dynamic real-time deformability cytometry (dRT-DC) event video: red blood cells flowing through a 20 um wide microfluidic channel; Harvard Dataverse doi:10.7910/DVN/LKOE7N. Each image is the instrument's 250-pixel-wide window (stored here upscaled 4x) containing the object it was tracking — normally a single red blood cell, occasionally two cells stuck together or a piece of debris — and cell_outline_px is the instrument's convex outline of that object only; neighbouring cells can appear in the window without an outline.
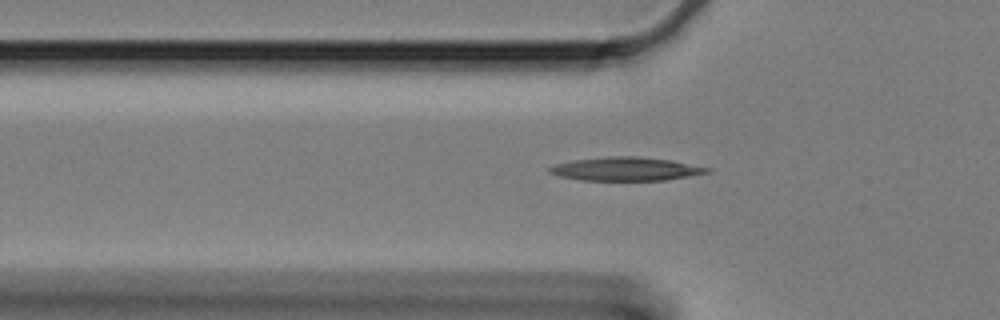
{"species": "Egyptian fruit bat (a non-hibernating species)", "species_latin": "Rousettus aegyptiacus", "temperature_condition": "cold", "stored_images_in_passage": 36, "camera_frame_rate_fps": 3000, "um_per_image_px": 0.085, "animal": {"sex": "female"}, "frame": {"image": 1, "passage_image": 2, "time_ms": 0.333, "image_size_px": [1000, 320], "cell_outline_px": [[712, 172], [664, 180], [580, 180], [560, 176], [548, 172], [548, 168], [556, 164], [572, 160], [608, 156], [636, 156], [672, 160], [712, 168]], "centroid_in_image_um": [53.22, 14.35], "position_along_channel_um": 72.6, "area_um2": 21.62}}
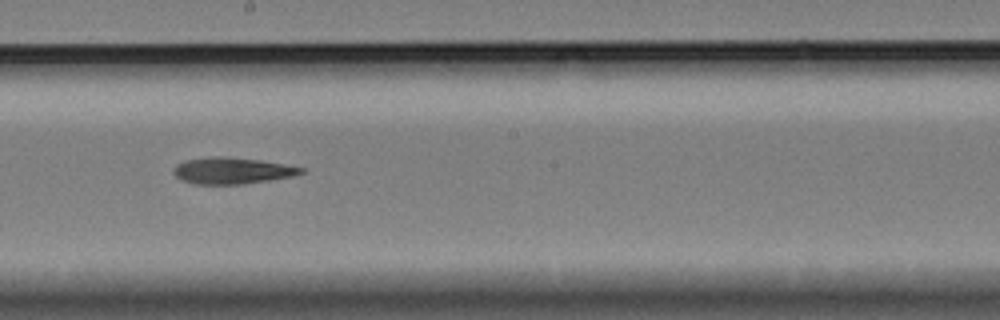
{"frame": {"image": 2, "passage_image": 16, "time_ms": 5.0, "image_size_px": [1000, 320], "cell_outline_px": [[304, 172], [292, 176], [272, 180], [244, 184], [196, 184], [180, 180], [172, 172], [172, 168], [176, 164], [184, 160], [212, 156], [220, 156], [260, 160], [284, 164], [304, 168]], "centroid_in_image_um": [19.68, 14.51], "position_along_channel_um": 228.5, "area_um2": 19.77}}
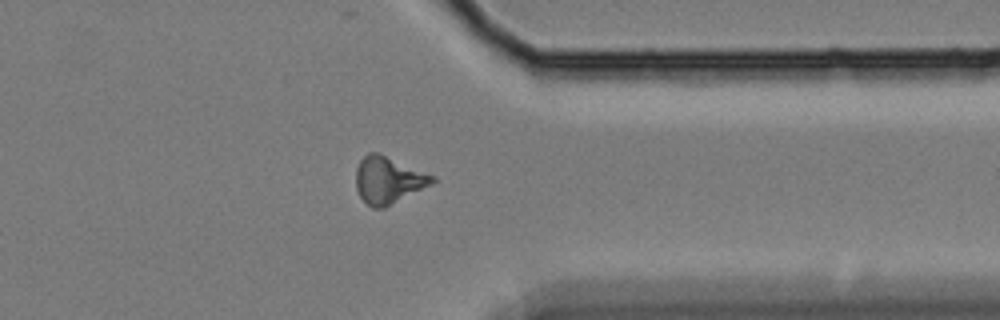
{"frame": {"image": 3, "passage_image": 30, "time_ms": 9.667, "image_size_px": [1000, 320], "cell_outline_px": [[436, 180], [432, 184], [384, 208], [372, 208], [360, 196], [356, 188], [356, 168], [360, 160], [368, 152], [380, 152], [436, 176]], "centroid_in_image_um": [33.01, 15.28], "position_along_channel_um": 378.4, "area_um2": 21.04}}